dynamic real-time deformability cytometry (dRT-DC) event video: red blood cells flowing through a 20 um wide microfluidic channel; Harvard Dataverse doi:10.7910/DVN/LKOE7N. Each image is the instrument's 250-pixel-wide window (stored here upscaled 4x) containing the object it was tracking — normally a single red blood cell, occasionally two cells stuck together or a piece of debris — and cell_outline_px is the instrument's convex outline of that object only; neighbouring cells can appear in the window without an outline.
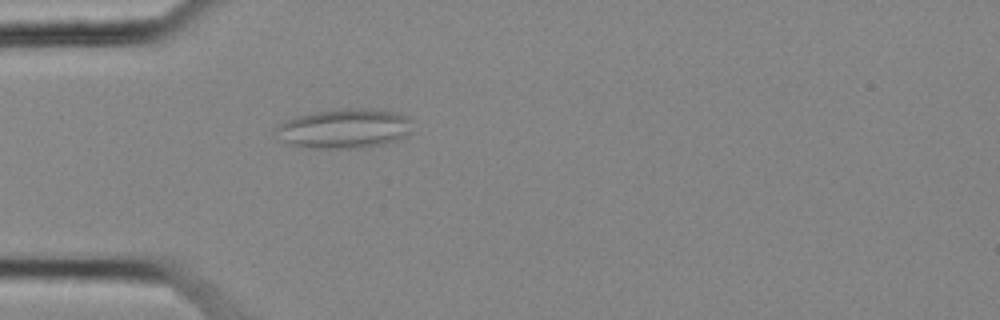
{"species": "common noctule bat (a hibernating species)", "species_latin": "Nyctalus noctula", "temperature_condition": "cold", "stored_images_in_passage": 53, "camera_frame_rate_fps": 3000, "um_per_image_px": 0.085, "animal": {"sex": "female", "body_mass_g": 25.1}, "frame": {"image": 1, "passage_image": 14, "time_ms": 4.333, "image_size_px": [1000, 320], "cell_outline_px": [[408, 132], [404, 136], [396, 140], [380, 144], [360, 148], [312, 148], [292, 144], [284, 140], [276, 128], [280, 124], [288, 120], [300, 116], [316, 112], [340, 108], [372, 108], [396, 112], [404, 116], [408, 120]], "centroid_in_image_um": [29.29, 10.91], "position_along_channel_um": 55.7, "area_um2": 30.52}}
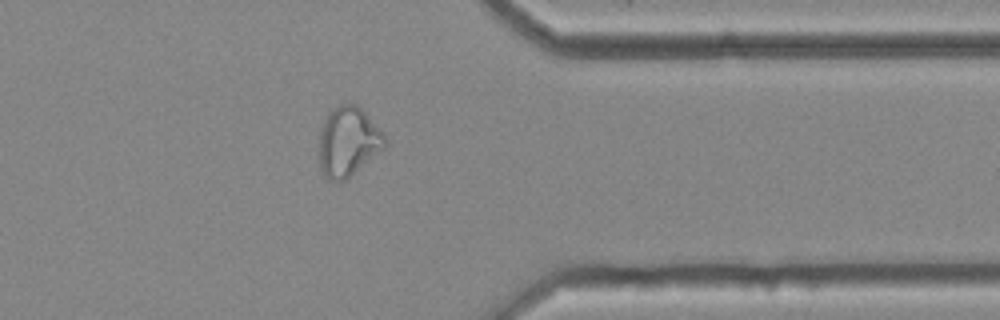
{"frame": {"image": 2, "passage_image": 42, "time_ms": 13.667, "image_size_px": [1000, 320], "cell_outline_px": [[388, 144], [384, 148], [344, 180], [328, 180], [320, 172], [320, 128], [328, 112], [340, 104], [356, 104], [384, 132], [388, 140]], "centroid_in_image_um": [29.6, 12.02], "position_along_channel_um": 381.8, "area_um2": 26.47}}
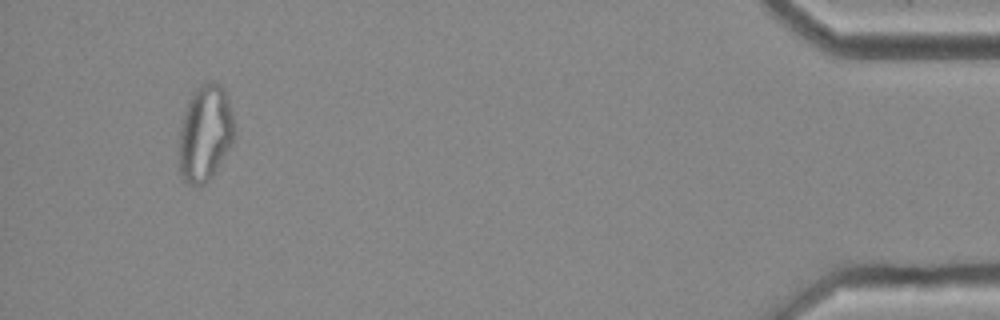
{"frame": {"image": 3, "passage_image": 50, "time_ms": 16.333, "image_size_px": [1000, 320], "cell_outline_px": [[232, 140], [212, 176], [204, 184], [188, 184], [184, 180], [180, 172], [180, 128], [184, 112], [192, 92], [196, 88], [204, 84], [220, 84], [224, 88], [232, 112]], "centroid_in_image_um": [17.4, 11.31], "position_along_channel_um": 417.8, "area_um2": 29.94}, "authors_computed_cell_mechanics": {"area_um2": 27.2238, "velocity_mm_per_s": 3.6465, "shape_relaxation_time_tau1_ms": null, "shape_relaxation_time_tau2_ms": 1.9472, "deformation_change_tau1": null, "deformation_change_tau2": 0.0945}}